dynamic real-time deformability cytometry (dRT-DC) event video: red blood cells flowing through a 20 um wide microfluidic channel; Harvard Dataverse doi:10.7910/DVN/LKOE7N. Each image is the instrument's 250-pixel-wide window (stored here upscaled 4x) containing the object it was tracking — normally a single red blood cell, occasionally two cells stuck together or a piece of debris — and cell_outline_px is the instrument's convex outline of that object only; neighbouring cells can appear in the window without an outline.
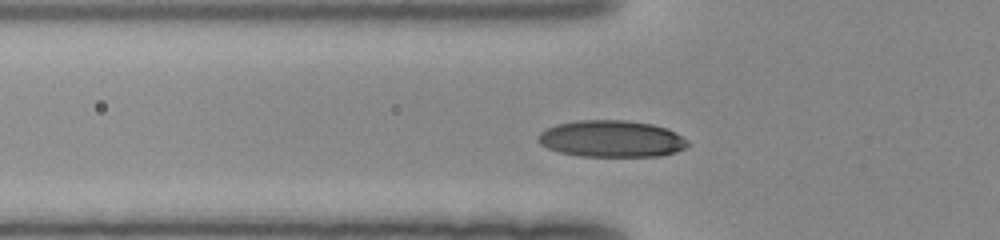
{"species": "human", "species_latin": "Homo sapiens", "temperature_condition": "room temperature", "stored_images_in_passage": 34, "camera_frame_rate_fps": 3000, "um_per_image_px": 0.085, "donor": {"sex": "female"}, "frame": {"image": 1, "passage_image": 9, "time_ms": 2.667, "image_size_px": [1000, 240], "cell_outline_px": [[688, 144], [684, 148], [676, 152], [660, 156], [580, 156], [560, 152], [548, 148], [540, 144], [536, 140], [536, 136], [540, 132], [556, 124], [576, 120], [624, 120], [652, 124], [676, 132], [688, 140]], "centroid_in_image_um": [51.95, 11.79], "position_along_channel_um": 73.8, "area_um2": 32.08}}
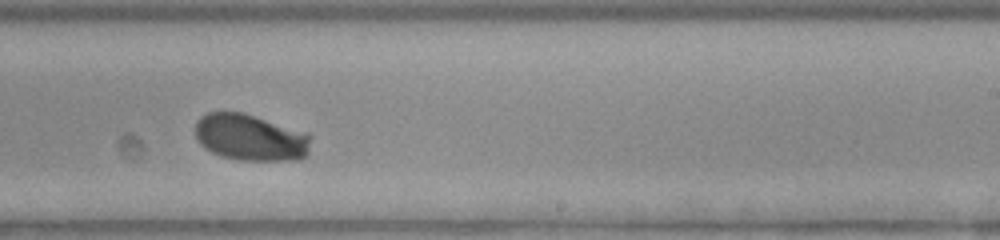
{"frame": {"image": 2, "passage_image": 23, "time_ms": 7.333, "image_size_px": [1000, 240], "cell_outline_px": [[312, 136], [308, 156], [300, 160], [240, 160], [220, 156], [204, 148], [200, 144], [196, 136], [196, 120], [200, 116], [208, 112], [244, 112], [308, 132]], "centroid_in_image_um": [21.33, 11.68], "position_along_channel_um": 267.7, "area_um2": 31.96}}
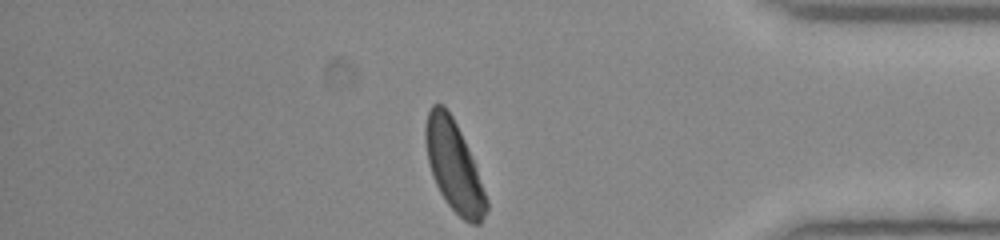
{"frame": {"image": 3, "passage_image": 34, "time_ms": 11.0, "image_size_px": [1000, 240], "cell_outline_px": [[488, 208], [480, 224], [472, 224], [464, 220], [448, 204], [440, 192], [432, 176], [428, 160], [424, 140], [424, 128], [428, 112], [432, 104], [444, 104], [452, 116], [468, 148], [476, 168], [488, 200]], "centroid_in_image_um": [38.57, 14.11], "position_along_channel_um": 396.6, "area_um2": 31.73}}